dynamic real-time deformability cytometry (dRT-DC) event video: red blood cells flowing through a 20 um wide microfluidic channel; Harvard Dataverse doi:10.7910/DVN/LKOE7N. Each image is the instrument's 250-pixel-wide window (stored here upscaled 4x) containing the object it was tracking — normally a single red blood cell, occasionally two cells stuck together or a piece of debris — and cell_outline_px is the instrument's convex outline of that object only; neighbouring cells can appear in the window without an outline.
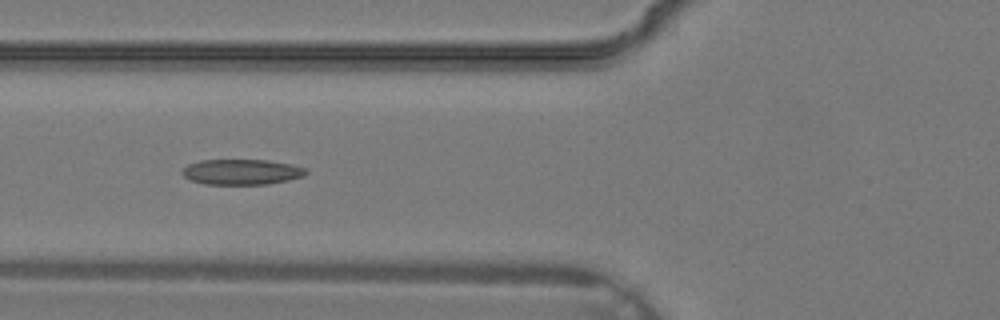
{"species": "common noctule bat (a hibernating species)", "species_latin": "Nyctalus noctula", "temperature_condition": "warm", "stored_images_in_passage": 21, "camera_frame_rate_fps": 3000, "um_per_image_px": 0.085, "animal": {"sex": "male", "body_mass_g": 19.2, "forearm_length_mm": 51.8}, "frame": {"image": 1, "passage_image": 6, "time_ms": 1.667, "image_size_px": [1000, 320], "cell_outline_px": [[308, 172], [304, 176], [288, 180], [268, 184], [204, 184], [192, 180], [184, 176], [180, 172], [188, 164], [200, 160], [268, 160], [292, 164], [308, 168]], "centroid_in_image_um": [20.57, 14.61], "position_along_channel_um": 105.2, "area_um2": 18.44}}
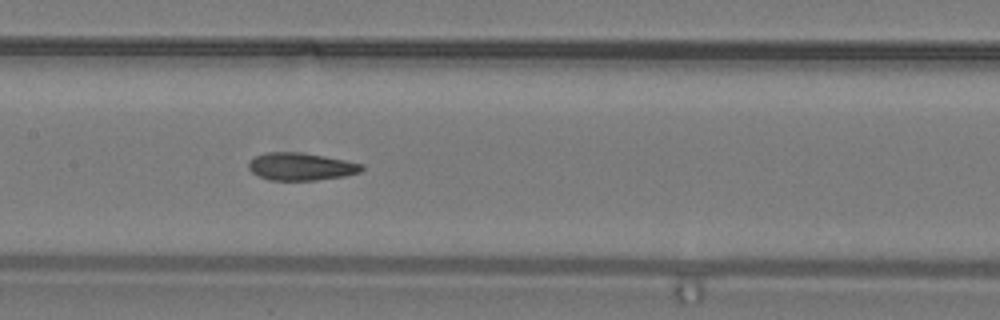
{"frame": {"image": 2, "passage_image": 10, "time_ms": 3.0, "image_size_px": [1000, 320], "cell_outline_px": [[364, 168], [360, 172], [344, 176], [316, 180], [268, 180], [252, 172], [248, 168], [248, 160], [256, 156], [268, 152], [300, 152], [324, 156], [364, 164]], "centroid_in_image_um": [25.57, 14.16], "position_along_channel_um": 181.8, "area_um2": 18.15}}
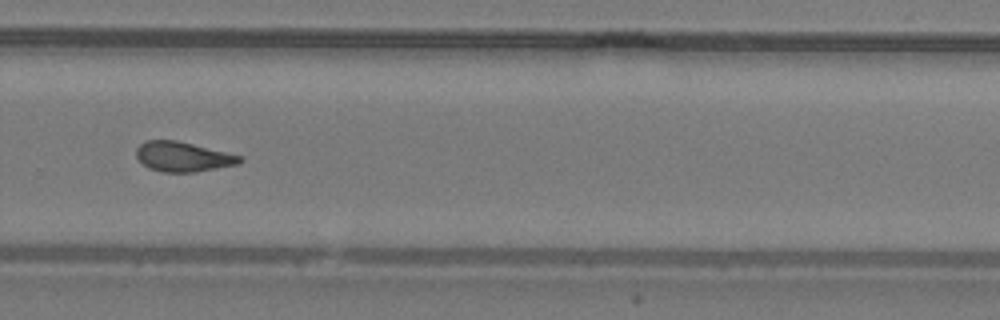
{"frame": {"image": 3, "passage_image": 17, "time_ms": 5.333, "image_size_px": [1000, 320], "cell_outline_px": [[244, 160], [240, 164], [196, 172], [164, 172], [148, 168], [136, 156], [136, 148], [144, 140], [176, 140], [244, 156]], "centroid_in_image_um": [15.59, 13.32], "position_along_channel_um": 314.2, "area_um2": 18.15}}